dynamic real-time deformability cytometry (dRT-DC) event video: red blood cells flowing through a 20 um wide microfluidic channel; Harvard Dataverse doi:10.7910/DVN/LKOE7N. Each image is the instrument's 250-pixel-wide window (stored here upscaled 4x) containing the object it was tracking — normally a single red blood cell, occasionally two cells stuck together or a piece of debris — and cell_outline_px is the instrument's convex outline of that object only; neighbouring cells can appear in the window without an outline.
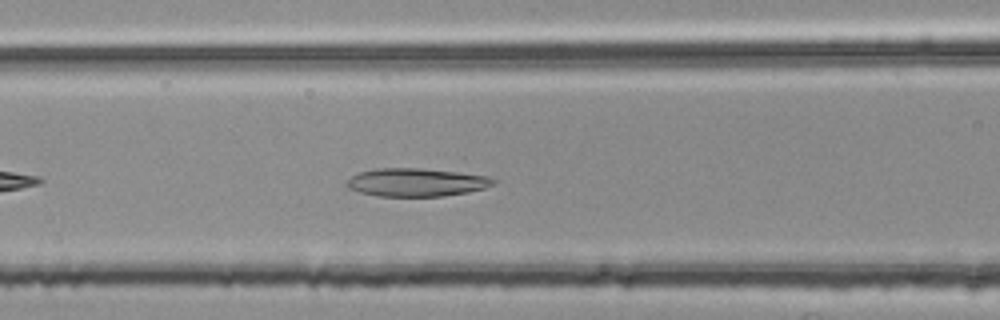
{"species": "common noctule bat (a hibernating species)", "species_latin": "Nyctalus noctula", "temperature_condition": "room temperature", "stored_images_in_passage": 37, "camera_frame_rate_fps": 3000, "um_per_image_px": 0.085, "animal": {"sex": "female", "body_mass_g": 25.1}, "frame": {"image": 1, "passage_image": 9, "time_ms": 2.667, "image_size_px": [1000, 320], "cell_outline_px": [[496, 184], [484, 188], [468, 192], [444, 196], [376, 196], [360, 192], [348, 188], [344, 184], [352, 176], [360, 172], [376, 168], [420, 168], [460, 172], [488, 176], [496, 180]], "centroid_in_image_um": [35.4, 15.49], "position_along_channel_um": 131.2, "area_um2": 24.16}}
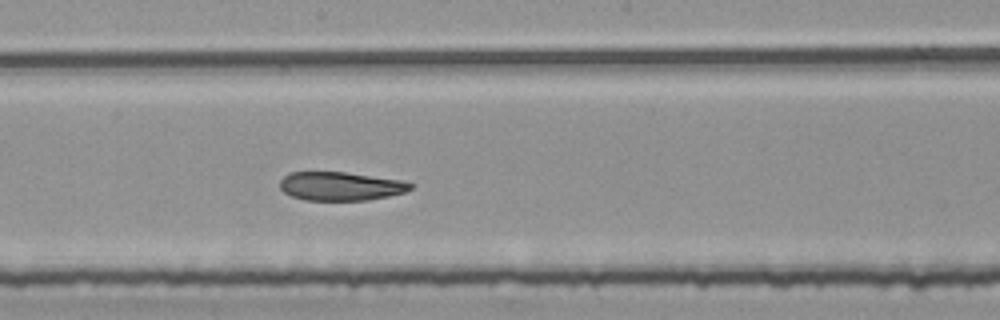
{"frame": {"image": 2, "passage_image": 16, "time_ms": 5.0, "image_size_px": [1000, 320], "cell_outline_px": [[412, 188], [404, 192], [388, 196], [368, 200], [304, 200], [292, 196], [284, 192], [280, 188], [280, 180], [288, 172], [344, 172], [400, 180], [412, 184]], "centroid_in_image_um": [28.9, 15.82], "position_along_channel_um": 219.3, "area_um2": 21.62}}
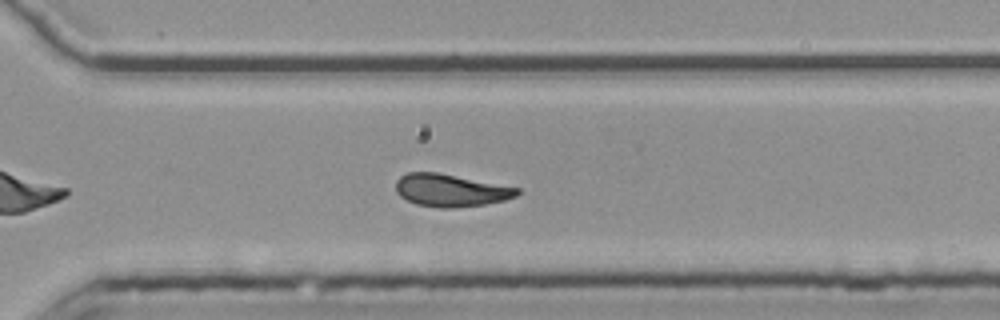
{"frame": {"image": 3, "passage_image": 25, "time_ms": 8.0, "image_size_px": [1000, 320], "cell_outline_px": [[520, 192], [516, 196], [504, 200], [484, 204], [452, 208], [440, 208], [416, 204], [400, 196], [396, 192], [396, 180], [400, 176], [408, 172], [436, 172], [520, 188]], "centroid_in_image_um": [38.28, 16.18], "position_along_channel_um": 332.3, "area_um2": 22.83}, "authors_computed_cell_mechanics": {"area_um2": 23.2356, "velocity_mm_per_s": 3.7731, "shape_relaxation_time_tau1_ms": null, "shape_relaxation_time_tau2_ms": 4.6681, "deformation_change_tau1": null, "deformation_change_tau2": 0.1091}}